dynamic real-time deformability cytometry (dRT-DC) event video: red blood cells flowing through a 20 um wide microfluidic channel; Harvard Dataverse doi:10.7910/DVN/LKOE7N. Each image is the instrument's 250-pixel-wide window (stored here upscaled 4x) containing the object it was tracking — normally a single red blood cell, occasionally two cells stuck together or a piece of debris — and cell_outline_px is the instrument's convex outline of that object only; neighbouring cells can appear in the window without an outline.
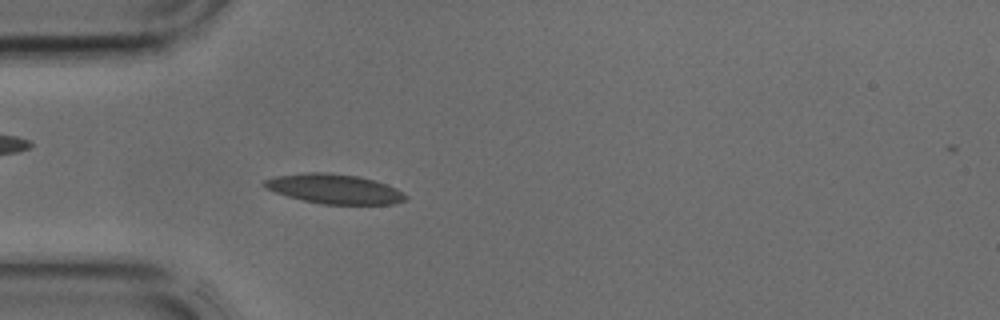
{"species": "common noctule bat (a hibernating species)", "species_latin": "Nyctalus noctula", "temperature_condition": "cold", "stored_images_in_passage": 34, "camera_frame_rate_fps": 3000, "um_per_image_px": 0.085, "animal": {"sex": "male", "body_mass_g": 17.9, "forearm_length_mm": 54.2}, "frame": {"image": 1, "passage_image": 6, "time_ms": 1.667, "image_size_px": [1000, 320], "cell_outline_px": [[408, 196], [404, 200], [392, 204], [324, 204], [304, 200], [288, 196], [264, 188], [260, 184], [264, 180], [276, 176], [304, 172], [328, 172], [356, 176], [372, 180], [396, 188]], "centroid_in_image_um": [28.37, 16.05], "position_along_channel_um": 56.6, "area_um2": 24.16}}